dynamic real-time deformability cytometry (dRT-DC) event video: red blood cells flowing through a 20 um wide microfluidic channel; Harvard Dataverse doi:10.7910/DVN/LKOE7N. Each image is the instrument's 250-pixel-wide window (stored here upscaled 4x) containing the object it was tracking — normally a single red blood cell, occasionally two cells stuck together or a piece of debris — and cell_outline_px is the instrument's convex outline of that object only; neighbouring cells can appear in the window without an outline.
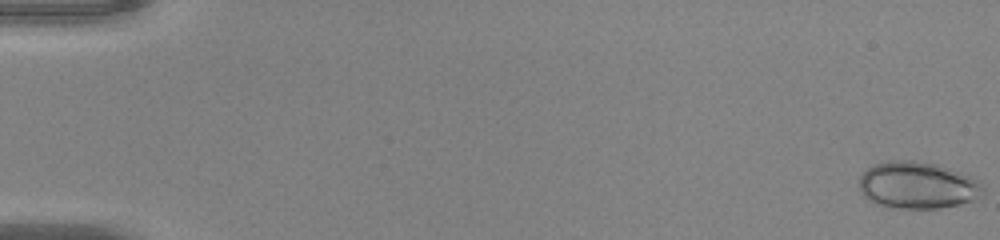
{"species": "common noctule bat (a hibernating species)", "species_latin": "Nyctalus noctula", "temperature_condition": "warm", "stored_images_in_passage": 50, "camera_frame_rate_fps": 3000, "um_per_image_px": 0.085, "animal": {"sex": "male", "body_mass_g": 20.0, "forearm_length_mm": 53.3}, "frame": {"image": 1, "passage_image": 1, "time_ms": 0.0, "image_size_px": [1000, 240], "cell_outline_px": [[984, 192], [980, 196], [972, 200], [956, 204], [936, 208], [892, 208], [872, 204], [864, 196], [860, 188], [860, 176], [868, 168], [876, 164], [888, 160], [912, 160], [936, 164], [960, 172], [968, 176], [984, 188]], "centroid_in_image_um": [77.92, 15.75], "position_along_channel_um": 7.1, "area_um2": 33.52}}